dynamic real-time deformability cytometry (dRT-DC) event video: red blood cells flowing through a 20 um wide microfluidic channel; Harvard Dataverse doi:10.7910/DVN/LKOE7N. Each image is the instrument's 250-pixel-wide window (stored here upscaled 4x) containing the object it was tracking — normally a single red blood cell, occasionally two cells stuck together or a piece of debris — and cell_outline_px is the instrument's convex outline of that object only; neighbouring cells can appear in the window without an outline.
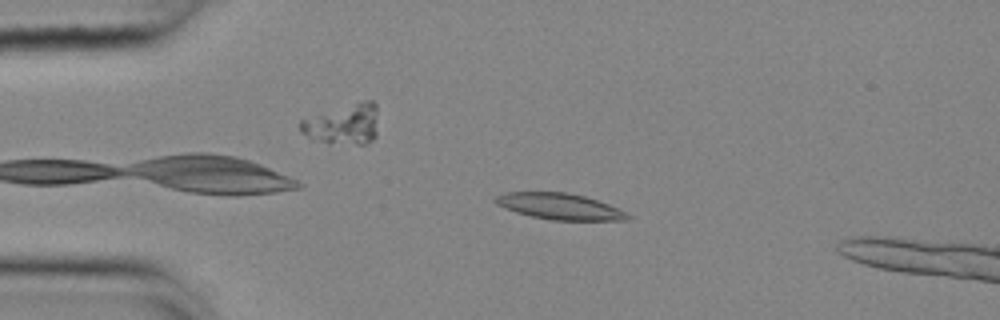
{"species": "common noctule bat (a hibernating species)", "species_latin": "Nyctalus noctula", "temperature_condition": "cold", "stored_images_in_passage": 48, "camera_frame_rate_fps": 3000, "um_per_image_px": 0.085, "animal": {"sex": "female", "body_mass_g": 25.1}, "frame": {"image": 1, "passage_image": 6, "time_ms": 1.667, "image_size_px": [1000, 320], "cell_outline_px": [[632, 216], [628, 220], [552, 220], [532, 216], [516, 212], [504, 208], [496, 204], [492, 200], [496, 196], [508, 192], [568, 192], [584, 196], [608, 204]], "centroid_in_image_um": [47.53, 17.54], "position_along_channel_um": 37.5, "area_um2": 20.0}}
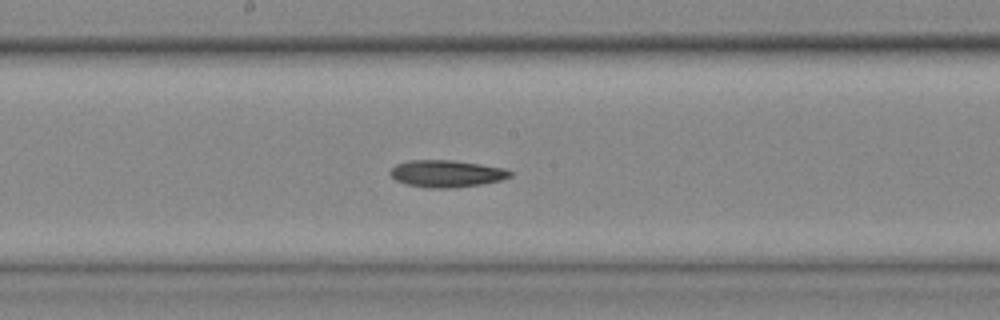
{"frame": {"image": 2, "passage_image": 23, "time_ms": 7.333, "image_size_px": [1000, 320], "cell_outline_px": [[512, 176], [500, 180], [480, 184], [456, 188], [428, 188], [408, 184], [396, 180], [388, 172], [396, 164], [408, 160], [452, 160], [480, 164], [504, 168], [512, 172]], "centroid_in_image_um": [37.95, 14.75], "position_along_channel_um": 210.3, "area_um2": 18.84}}
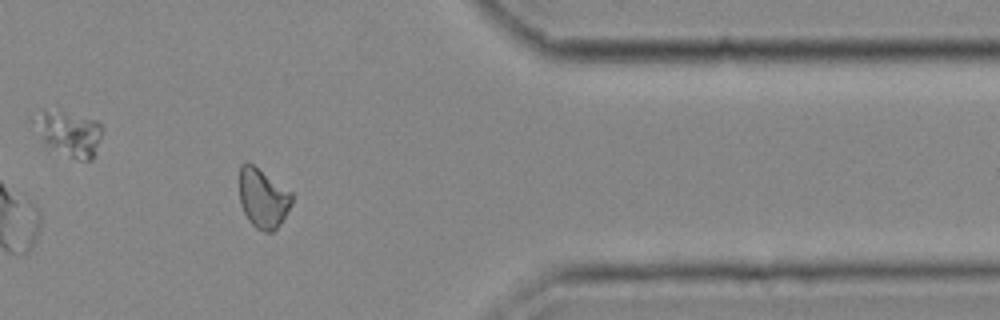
{"frame": {"image": 3, "passage_image": 39, "time_ms": 12.667, "image_size_px": [1000, 320], "cell_outline_px": [[292, 204], [280, 224], [272, 232], [264, 232], [256, 228], [248, 220], [240, 204], [240, 164], [244, 160], [252, 164], [292, 192]], "centroid_in_image_um": [22.34, 16.85], "position_along_channel_um": 389.1, "area_um2": 18.15}}